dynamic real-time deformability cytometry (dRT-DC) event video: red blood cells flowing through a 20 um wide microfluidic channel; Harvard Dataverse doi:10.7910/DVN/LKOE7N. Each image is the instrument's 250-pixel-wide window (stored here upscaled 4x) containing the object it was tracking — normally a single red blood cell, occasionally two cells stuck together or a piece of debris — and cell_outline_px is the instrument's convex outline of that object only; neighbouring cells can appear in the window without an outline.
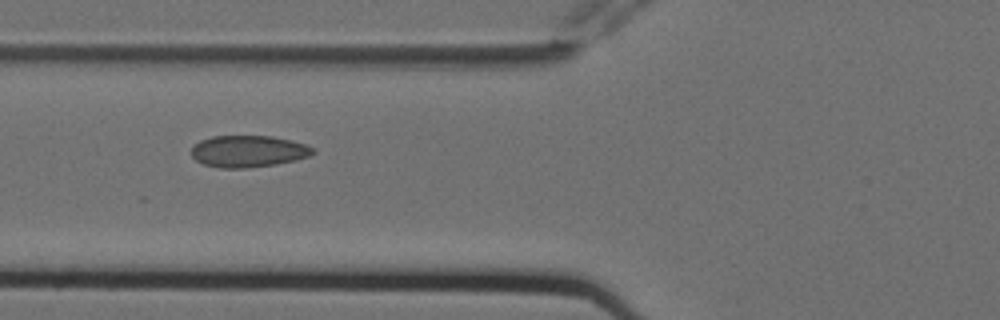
{"species": "Egyptian fruit bat (a non-hibernating species)", "species_latin": "Rousettus aegyptiacus", "temperature_condition": "cold", "stored_images_in_passage": 5, "camera_frame_rate_fps": 3000, "um_per_image_px": 0.085, "animal": {"sex": "female"}, "frame": {"image": 1, "passage_image": 4, "time_ms": 1.0, "image_size_px": [1000, 320], "cell_outline_px": [[316, 152], [312, 156], [296, 160], [276, 164], [244, 168], [220, 168], [204, 164], [196, 160], [192, 156], [192, 148], [200, 140], [212, 136], [272, 136], [292, 140], [304, 144], [312, 148]], "centroid_in_image_um": [21.13, 12.86], "position_along_channel_um": 104.7, "area_um2": 22.48}}
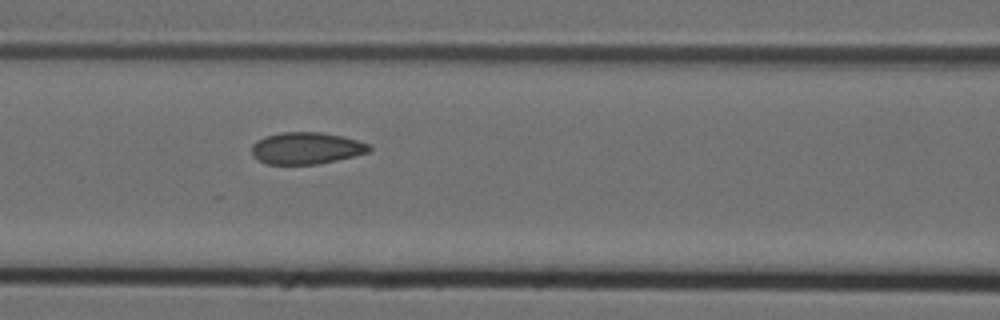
{"frame": {"image": 2, "passage_image": 5, "time_ms": 1.333, "image_size_px": [1000, 320], "cell_outline_px": [[372, 148], [368, 152], [336, 160], [316, 164], [268, 164], [252, 156], [252, 144], [256, 140], [264, 136], [280, 132], [320, 132], [340, 136], [356, 140], [368, 144]], "centroid_in_image_um": [25.98, 12.59], "position_along_channel_um": 140.6, "area_um2": 21.62}}